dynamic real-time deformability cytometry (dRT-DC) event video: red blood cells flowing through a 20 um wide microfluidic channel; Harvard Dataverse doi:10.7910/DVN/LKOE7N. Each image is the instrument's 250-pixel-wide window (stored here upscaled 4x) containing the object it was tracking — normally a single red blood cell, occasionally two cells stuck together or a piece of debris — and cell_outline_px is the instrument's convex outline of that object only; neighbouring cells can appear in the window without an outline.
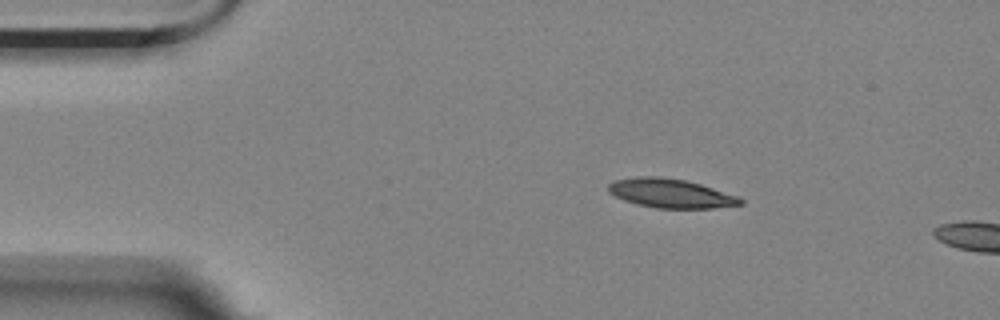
{"species": "Egyptian fruit bat (a non-hibernating species)", "species_latin": "Rousettus aegyptiacus", "temperature_condition": "room temperature", "stored_images_in_passage": 4, "camera_frame_rate_fps": 3000, "um_per_image_px": 0.085, "animal": {"sex": "female"}, "frame": {"image": 1, "passage_image": 2, "time_ms": 0.333, "image_size_px": [1000, 320], "cell_outline_px": [[744, 204], [712, 208], [656, 208], [636, 204], [624, 200], [608, 192], [608, 184], [616, 180], [636, 176], [660, 176], [684, 180], [700, 184], [740, 196], [744, 200]], "centroid_in_image_um": [57.03, 16.43], "position_along_channel_um": 28.0, "area_um2": 22.43}}
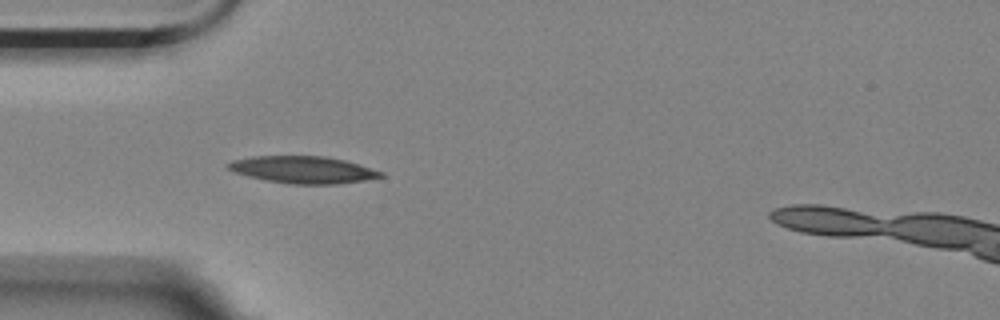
{"frame": {"image": 2, "passage_image": 4, "time_ms": 1.0, "image_size_px": [1000, 320], "cell_outline_px": [[384, 176], [364, 180], [336, 184], [292, 184], [264, 180], [248, 176], [236, 172], [228, 168], [224, 164], [232, 160], [252, 156], [324, 156], [344, 160], [384, 172]], "centroid_in_image_um": [25.73, 14.42], "position_along_channel_um": 59.3, "area_um2": 23.99}}